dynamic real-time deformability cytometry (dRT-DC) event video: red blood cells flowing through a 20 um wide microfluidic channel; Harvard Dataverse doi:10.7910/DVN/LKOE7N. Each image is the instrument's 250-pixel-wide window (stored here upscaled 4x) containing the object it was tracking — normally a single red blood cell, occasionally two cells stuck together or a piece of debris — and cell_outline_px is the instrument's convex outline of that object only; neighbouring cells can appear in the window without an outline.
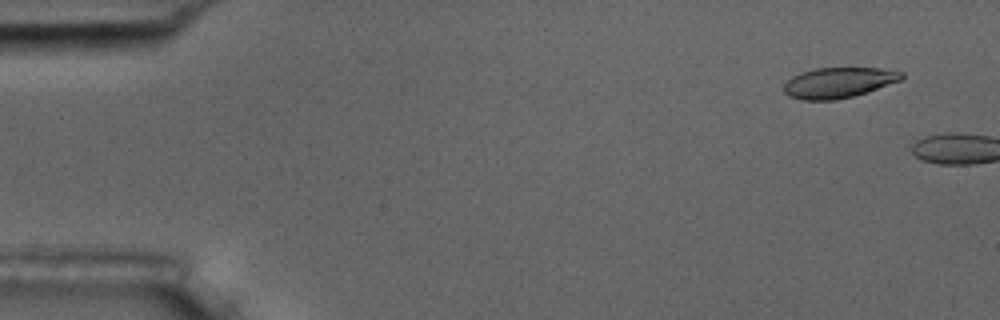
{"species": "common noctule bat (a hibernating species)", "species_latin": "Nyctalus noctula", "temperature_condition": "room temperature", "stored_images_in_passage": 3, "camera_frame_rate_fps": 3000, "um_per_image_px": 0.085, "animal": {"sex": "male", "body_mass_g": 17.5, "forearm_length_mm": 52.3}, "frame": {"image": 1, "passage_image": 2, "time_ms": 1.0, "image_size_px": [1000, 320], "cell_outline_px": [[904, 76], [900, 80], [868, 92], [836, 100], [800, 100], [788, 96], [784, 92], [784, 84], [792, 76], [800, 72], [816, 68], [880, 68], [904, 72]], "centroid_in_image_um": [71.25, 7.03], "position_along_channel_um": 13.7, "area_um2": 20.98}}